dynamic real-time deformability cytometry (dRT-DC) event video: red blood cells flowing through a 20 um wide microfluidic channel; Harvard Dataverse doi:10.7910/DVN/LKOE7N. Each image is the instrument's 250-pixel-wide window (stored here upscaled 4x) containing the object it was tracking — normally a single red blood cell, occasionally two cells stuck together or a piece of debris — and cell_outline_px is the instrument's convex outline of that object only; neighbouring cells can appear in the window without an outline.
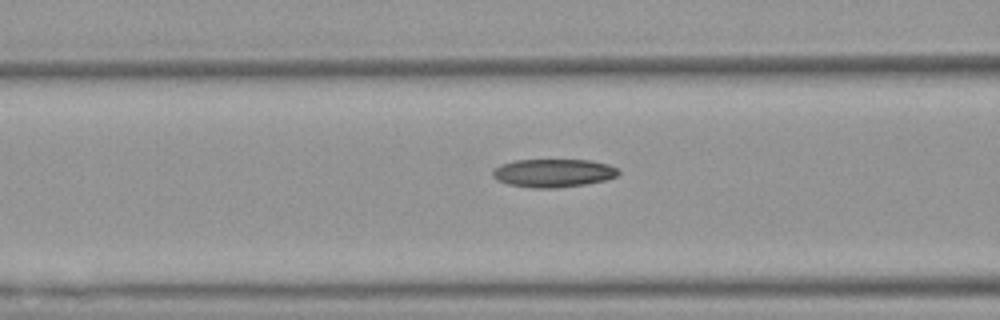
{"species": "Egyptian fruit bat (a non-hibernating species)", "species_latin": "Rousettus aegyptiacus", "temperature_condition": "warm", "stored_images_in_passage": 33, "camera_frame_rate_fps": 3000, "um_per_image_px": 0.085, "animal": {"sex": "female"}, "frame": {"image": 1, "passage_image": 12, "time_ms": 3.667, "image_size_px": [1000, 320], "cell_outline_px": [[620, 172], [616, 176], [604, 180], [584, 184], [556, 188], [532, 188], [508, 184], [496, 180], [492, 176], [492, 172], [500, 164], [512, 160], [592, 160], [608, 164], [616, 168]], "centroid_in_image_um": [46.99, 14.7], "position_along_channel_um": 119.6, "area_um2": 20.69}}
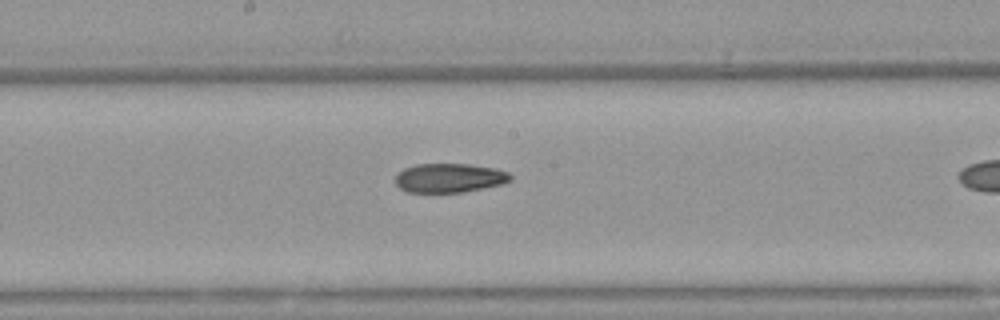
{"frame": {"image": 2, "passage_image": 19, "time_ms": 6.0, "image_size_px": [1000, 320], "cell_outline_px": [[512, 180], [504, 184], [464, 192], [408, 192], [400, 188], [396, 184], [396, 176], [404, 168], [416, 164], [468, 164], [496, 168], [508, 172], [512, 176]], "centroid_in_image_um": [38.24, 15.12], "position_along_channel_um": 210.0, "area_um2": 19.59}}
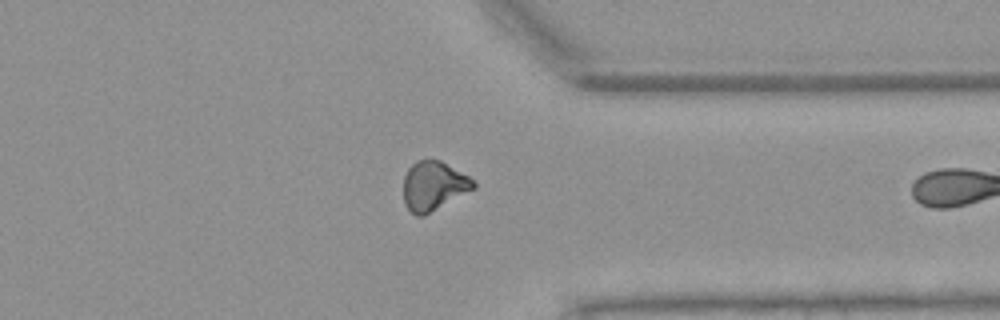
{"frame": {"image": 3, "passage_image": 32, "time_ms": 10.333, "image_size_px": [1000, 320], "cell_outline_px": [[476, 188], [424, 216], [416, 216], [404, 204], [404, 176], [408, 168], [416, 160], [440, 160], [468, 176], [476, 184]], "centroid_in_image_um": [36.85, 15.81], "position_along_channel_um": 374.6, "area_um2": 20.0}}